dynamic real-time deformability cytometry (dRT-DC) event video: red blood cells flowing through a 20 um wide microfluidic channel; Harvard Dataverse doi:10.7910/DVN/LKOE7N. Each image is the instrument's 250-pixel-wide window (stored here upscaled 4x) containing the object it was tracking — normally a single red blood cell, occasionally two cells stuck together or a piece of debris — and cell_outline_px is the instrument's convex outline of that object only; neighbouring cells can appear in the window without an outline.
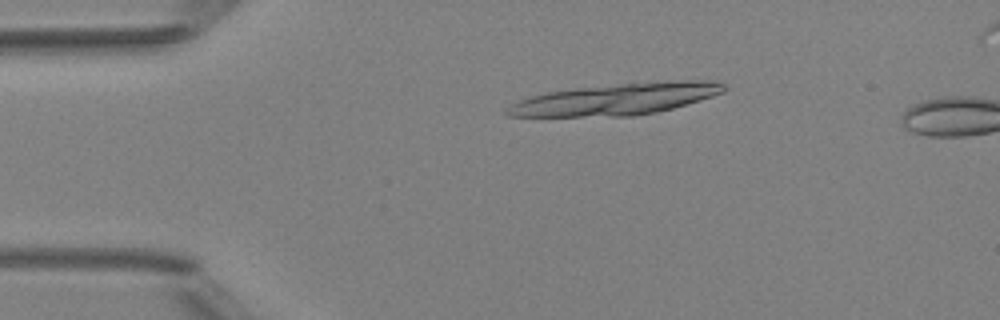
{"species": "Egyptian fruit bat (a non-hibernating species)", "species_latin": "Rousettus aegyptiacus", "temperature_condition": "room temperature", "stored_images_in_passage": 3, "camera_frame_rate_fps": 3000, "um_per_image_px": 0.085, "animal": {"sex": "female"}, "frame": {"image": 1, "passage_image": 2, "time_ms": 1.333, "image_size_px": [1000, 320], "cell_outline_px": [[728, 88], [724, 92], [700, 100], [672, 108], [656, 112], [632, 116], [508, 116], [504, 112], [512, 104], [528, 96], [548, 92], [576, 88], [620, 84], [668, 80], [716, 80], [724, 84]], "centroid_in_image_um": [52.43, 8.42], "position_along_channel_um": 32.6, "area_um2": 39.65}}